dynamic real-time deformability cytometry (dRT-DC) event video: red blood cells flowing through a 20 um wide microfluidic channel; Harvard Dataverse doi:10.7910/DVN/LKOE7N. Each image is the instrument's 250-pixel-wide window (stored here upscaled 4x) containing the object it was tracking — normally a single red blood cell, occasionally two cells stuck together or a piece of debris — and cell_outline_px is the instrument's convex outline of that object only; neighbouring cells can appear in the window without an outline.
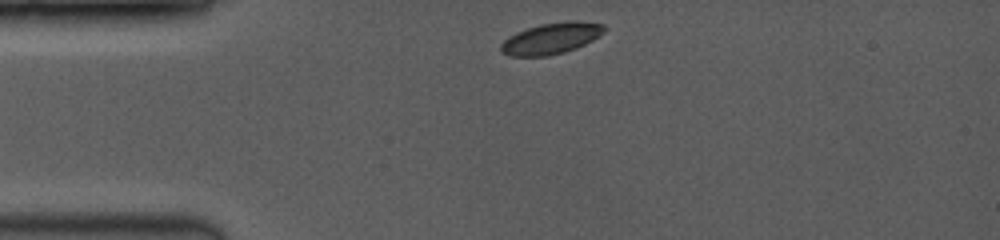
{"species": "common noctule bat (a hibernating species)", "species_latin": "Nyctalus noctula", "temperature_condition": "room temperature", "stored_images_in_passage": 24, "camera_frame_rate_fps": 3500, "um_per_image_px": 0.085, "animal": {"sex": "female", "body_mass_g": 19.0, "forearm_length_mm": 53.3}, "frame": {"image": 1, "passage_image": 1, "time_ms": 0.0, "image_size_px": [1000, 240], "cell_outline_px": [[604, 32], [592, 40], [576, 48], [564, 52], [548, 56], [508, 56], [500, 52], [500, 44], [508, 36], [516, 32], [540, 24], [564, 20], [576, 20], [604, 24]], "centroid_in_image_um": [46.82, 3.26], "position_along_channel_um": 38.2, "area_um2": 18.96}}
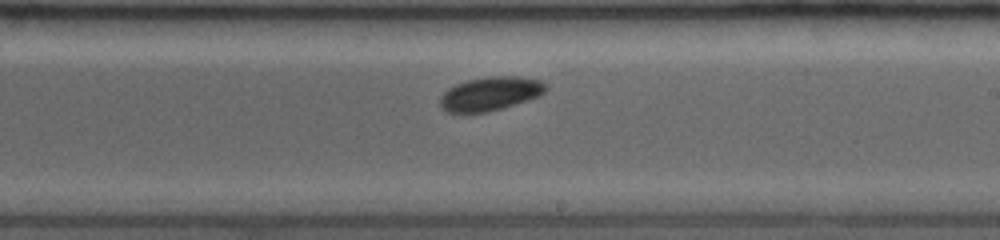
{"frame": {"image": 2, "passage_image": 14, "time_ms": 6.0, "image_size_px": [1000, 240], "cell_outline_px": [[548, 88], [540, 96], [488, 112], [448, 112], [440, 108], [440, 96], [448, 88], [456, 84], [468, 80], [488, 76], [520, 76], [540, 80], [548, 84]], "centroid_in_image_um": [41.69, 7.95], "position_along_channel_um": 247.3, "area_um2": 20.87}}
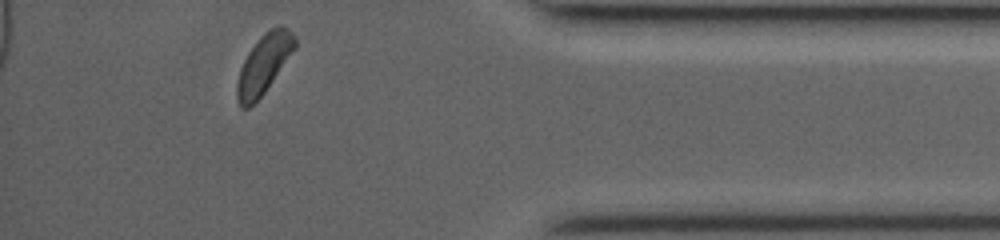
{"frame": {"image": 3, "passage_image": 24, "time_ms": 10.571, "image_size_px": [1000, 240], "cell_outline_px": [[296, 48], [264, 92], [248, 108], [240, 108], [236, 96], [236, 84], [240, 68], [248, 52], [260, 36], [268, 28], [288, 28], [296, 36]], "centroid_in_image_um": [22.41, 5.44], "position_along_channel_um": 412.8, "area_um2": 19.71}, "authors_computed_cell_mechanics": {"area_um2": 20.3167, "velocity_mm_per_s": 4.0237, "shape_relaxation_time_tau1_ms": 1.2585, "shape_relaxation_time_tau2_ms": null, "deformation_change_tau1": 0.0389, "deformation_change_tau2": null}}